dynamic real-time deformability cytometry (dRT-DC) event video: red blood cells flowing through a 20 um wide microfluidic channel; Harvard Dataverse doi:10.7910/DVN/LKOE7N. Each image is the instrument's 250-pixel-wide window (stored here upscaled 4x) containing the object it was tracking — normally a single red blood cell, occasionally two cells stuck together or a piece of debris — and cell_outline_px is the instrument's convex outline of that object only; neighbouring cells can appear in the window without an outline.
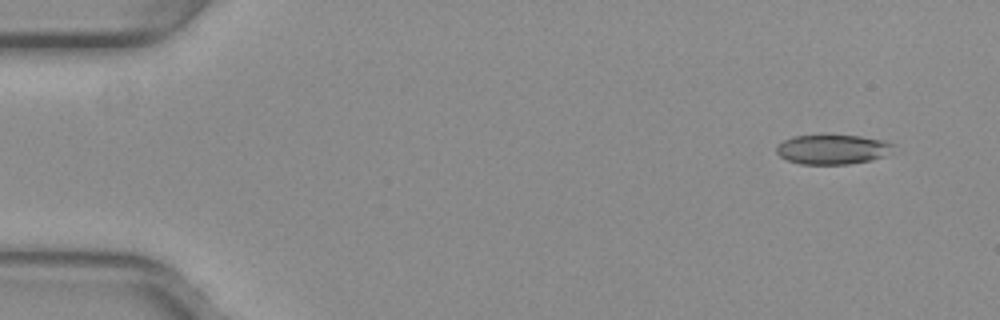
{"species": "common noctule bat (a hibernating species)", "species_latin": "Nyctalus noctula", "temperature_condition": "warm", "stored_images_in_passage": 50, "camera_frame_rate_fps": 3000, "um_per_image_px": 0.085, "animal": {"sex": "female", "body_mass_g": 29.2, "forearm_length_mm": 56.3}, "frame": {"image": 1, "passage_image": 2, "time_ms": 0.333, "image_size_px": [1000, 320], "cell_outline_px": [[892, 144], [884, 156], [872, 160], [848, 164], [800, 164], [788, 160], [780, 156], [776, 152], [776, 148], [784, 140], [796, 136], [860, 136], [884, 140]], "centroid_in_image_um": [70.73, 12.71], "position_along_channel_um": 14.3, "area_um2": 19.65}}
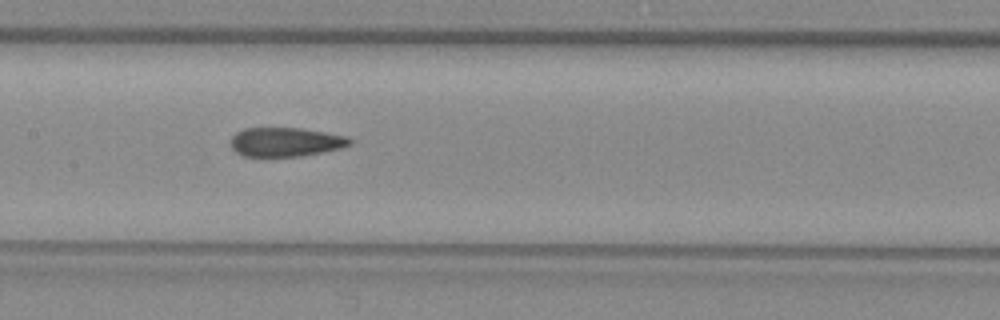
{"frame": {"image": 2, "passage_image": 24, "time_ms": 7.667, "image_size_px": [1000, 320], "cell_outline_px": [[352, 144], [344, 148], [304, 156], [264, 160], [244, 156], [236, 152], [232, 148], [232, 136], [236, 132], [244, 128], [300, 128], [348, 136], [352, 140]], "centroid_in_image_um": [24.28, 12.12], "position_along_channel_um": 183.1, "area_um2": 21.15}}
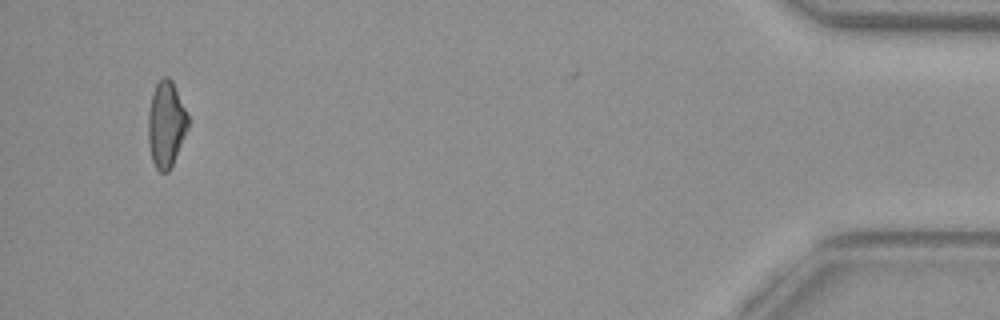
{"frame": {"image": 3, "passage_image": 48, "time_ms": 15.667, "image_size_px": [1000, 320], "cell_outline_px": [[188, 128], [172, 164], [168, 172], [160, 172], [156, 168], [152, 160], [148, 144], [148, 116], [152, 92], [156, 84], [164, 76], [168, 76], [172, 80], [188, 116]], "centroid_in_image_um": [14.1, 10.56], "position_along_channel_um": 421.1, "area_um2": 19.77}, "authors_computed_cell_mechanics": {"area_um2": 21.0103, "velocity_mm_per_s": 3.9823, "shape_relaxation_time_tau1_ms": null, "shape_relaxation_time_tau2_ms": 2.6326, "deformation_change_tau1": null, "deformation_change_tau2": 0.0999}}